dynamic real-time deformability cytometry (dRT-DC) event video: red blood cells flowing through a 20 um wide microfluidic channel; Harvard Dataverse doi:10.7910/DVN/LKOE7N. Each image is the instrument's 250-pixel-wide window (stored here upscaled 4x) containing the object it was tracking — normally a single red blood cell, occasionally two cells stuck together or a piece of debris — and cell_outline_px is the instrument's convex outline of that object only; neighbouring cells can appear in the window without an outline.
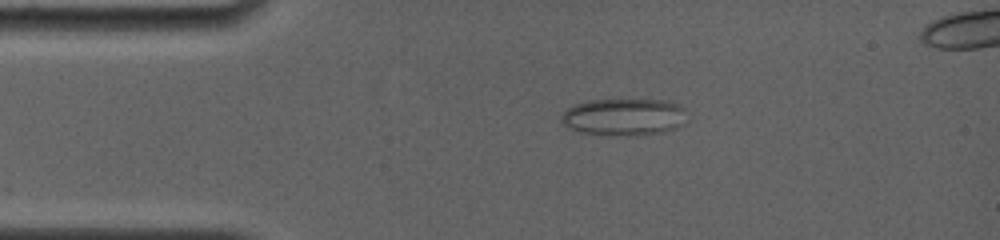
{"species": "common noctule bat (a hibernating species)", "species_latin": "Nyctalus noctula", "temperature_condition": "room temperature", "stored_images_in_passage": 33, "camera_frame_rate_fps": 4000, "um_per_image_px": 0.085, "animal": {"sex": "female", "body_mass_g": 19.0, "forearm_length_mm": 56.7}, "frame": {"image": 1, "passage_image": 1, "time_ms": 0.0, "image_size_px": [1000, 240], "cell_outline_px": [[688, 108], [684, 124], [676, 128], [664, 132], [628, 136], [604, 136], [580, 132], [568, 128], [560, 120], [560, 116], [568, 108], [576, 104], [588, 100], [672, 100]], "centroid_in_image_um": [53.08, 9.95], "position_along_channel_um": 31.9, "area_um2": 27.86}}
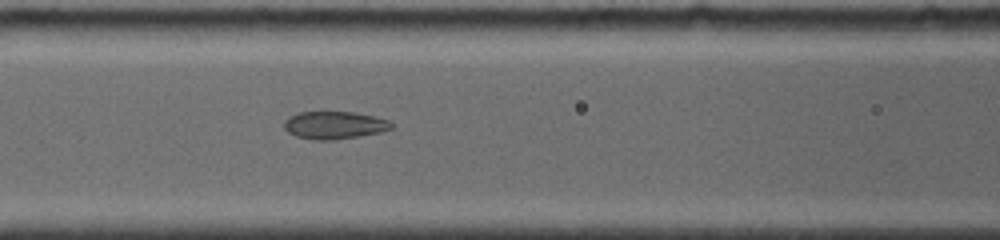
{"frame": {"image": 2, "passage_image": 19, "time_ms": 3.75, "image_size_px": [1000, 240], "cell_outline_px": [[392, 128], [380, 132], [360, 136], [332, 140], [312, 140], [296, 136], [288, 132], [284, 128], [284, 120], [288, 116], [300, 112], [356, 112], [376, 116], [388, 120], [392, 124]], "centroid_in_image_um": [28.41, 10.63], "position_along_channel_um": 138.2, "area_um2": 17.4}}
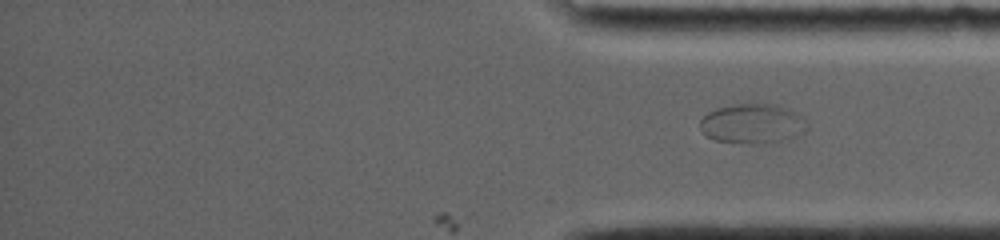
{"frame": {"image": 3, "passage_image": 33, "time_ms": 10.0, "image_size_px": [1000, 240], "cell_outline_px": [[804, 128], [800, 132], [788, 140], [764, 144], [716, 140], [708, 136], [700, 128], [700, 120], [708, 112], [716, 108], [732, 104], [752, 100], [776, 104], [800, 116]], "centroid_in_image_um": [63.88, 10.46], "position_along_channel_um": 371.3, "area_um2": 24.68}}